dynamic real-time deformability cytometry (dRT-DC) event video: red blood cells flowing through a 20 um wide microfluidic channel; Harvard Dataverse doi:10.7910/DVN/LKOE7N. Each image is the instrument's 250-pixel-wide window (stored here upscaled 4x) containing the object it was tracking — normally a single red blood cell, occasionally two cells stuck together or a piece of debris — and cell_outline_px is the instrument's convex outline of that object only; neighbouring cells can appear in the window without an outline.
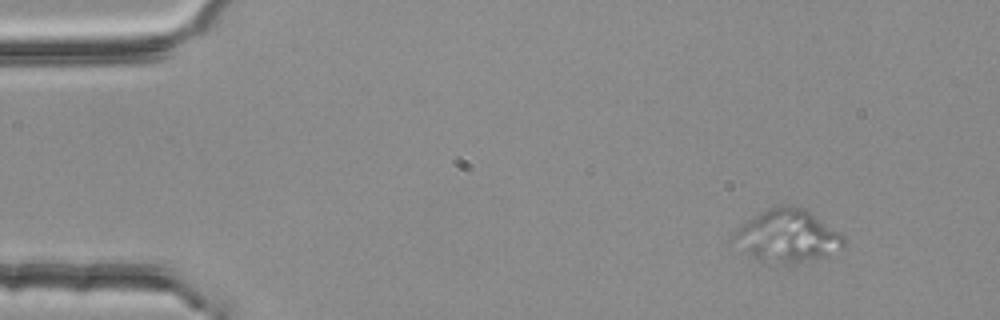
{"species": "common noctule bat (a hibernating species)", "species_latin": "Nyctalus noctula", "temperature_condition": "room temperature", "stored_images_in_passage": 6, "camera_frame_rate_fps": 3000, "um_per_image_px": 0.085, "animal": {"sex": "female", "body_mass_g": 25.1}, "frame": {"image": 1, "passage_image": 2, "time_ms": 0.333, "image_size_px": [1000, 320], "cell_outline_px": [[844, 248], [824, 256], [800, 260], [756, 260], [728, 240], [748, 220], [760, 212], [768, 208], [780, 204], [792, 204], [804, 208], [844, 236]], "centroid_in_image_um": [66.9, 19.99], "position_along_channel_um": 18.1, "area_um2": 32.71}}
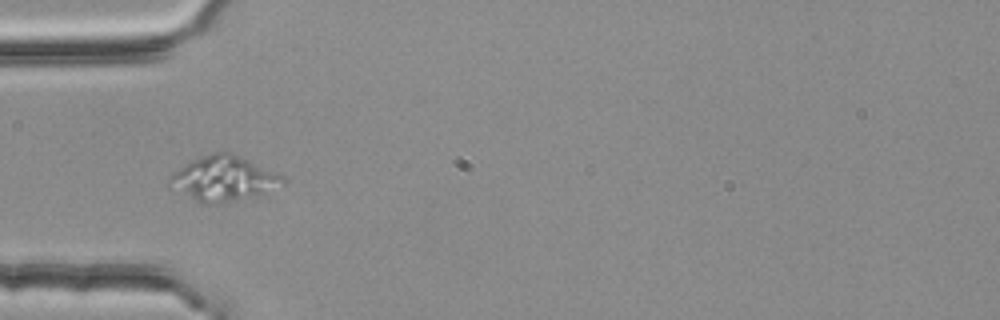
{"frame": {"image": 2, "passage_image": 5, "time_ms": 1.333, "image_size_px": [1000, 320], "cell_outline_px": [[288, 180], [284, 184], [264, 196], [216, 204], [200, 204], [168, 188], [164, 184], [180, 168], [192, 160], [212, 152], [228, 152], [248, 160], [284, 176]], "centroid_in_image_um": [19.01, 15.24], "position_along_channel_um": 66.0, "area_um2": 30.29}}
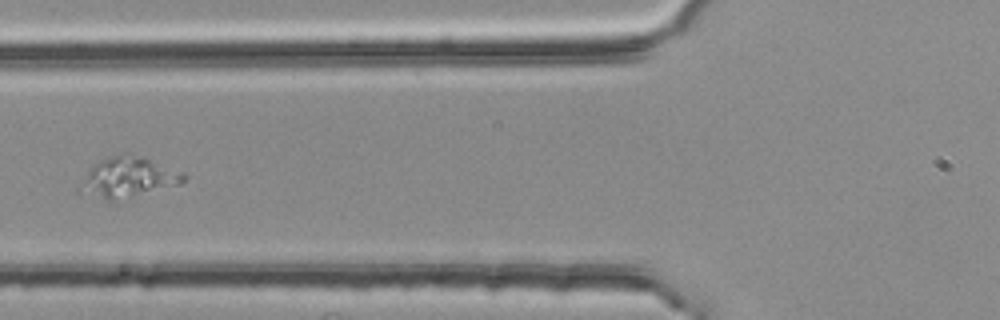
{"frame": {"image": 3, "passage_image": 6, "time_ms": 1.667, "image_size_px": [1000, 320], "cell_outline_px": [[188, 176], [180, 184], [112, 200], [108, 200], [88, 180], [88, 172], [100, 160], [112, 156], [128, 152], [132, 152], [144, 156], [184, 172]], "centroid_in_image_um": [11.24, 14.93], "position_along_channel_um": 114.6, "area_um2": 21.91}}